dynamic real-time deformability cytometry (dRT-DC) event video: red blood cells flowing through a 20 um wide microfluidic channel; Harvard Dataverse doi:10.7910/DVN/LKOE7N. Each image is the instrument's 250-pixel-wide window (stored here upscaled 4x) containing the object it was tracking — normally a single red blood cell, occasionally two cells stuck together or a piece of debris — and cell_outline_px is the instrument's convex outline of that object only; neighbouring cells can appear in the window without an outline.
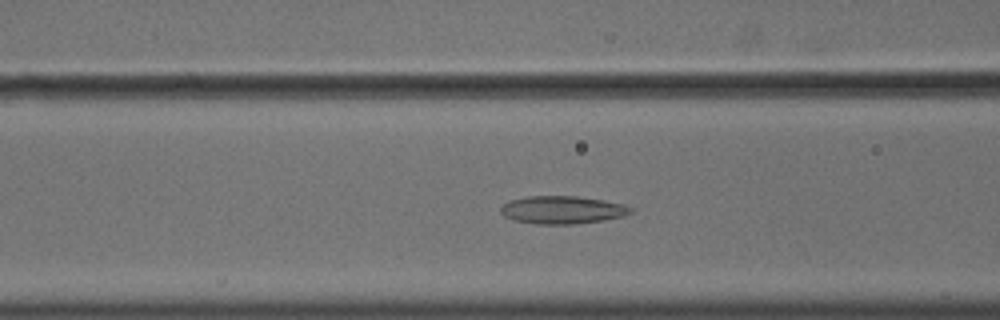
{"species": "common noctule bat (a hibernating species)", "species_latin": "Nyctalus noctula", "temperature_condition": "cold", "stored_images_in_passage": 44, "camera_frame_rate_fps": 3000, "um_per_image_px": 0.085, "animal": {"sex": "male", "body_mass_g": 18.8}, "frame": {"image": 1, "passage_image": 14, "time_ms": 4.333, "image_size_px": [1000, 320], "cell_outline_px": [[632, 212], [624, 216], [604, 220], [576, 224], [540, 224], [516, 220], [504, 216], [500, 212], [500, 208], [508, 200], [528, 196], [576, 196], [604, 200], [624, 204], [632, 208]], "centroid_in_image_um": [47.81, 17.83], "position_along_channel_um": 118.8, "area_um2": 21.1}}
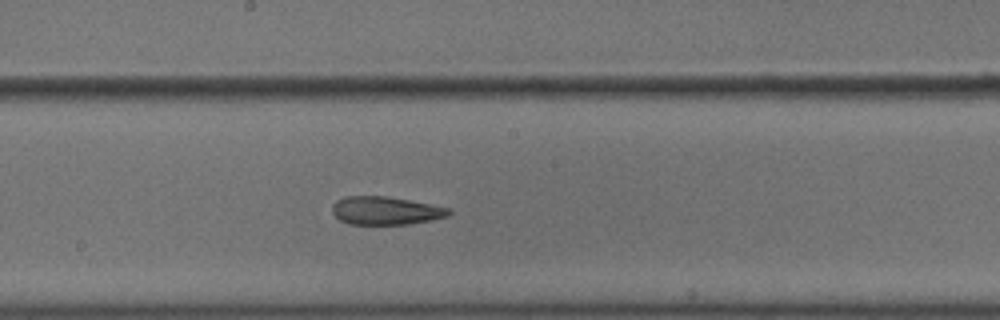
{"frame": {"image": 2, "passage_image": 22, "time_ms": 7.0, "image_size_px": [1000, 320], "cell_outline_px": [[452, 212], [448, 216], [408, 224], [348, 224], [340, 220], [332, 212], [332, 204], [336, 200], [344, 196], [388, 196], [448, 208]], "centroid_in_image_um": [32.71, 17.9], "position_along_channel_um": 215.5, "area_um2": 18.96}}
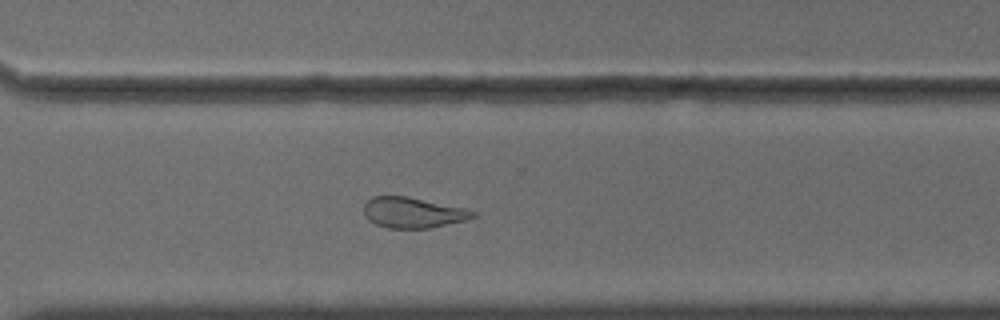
{"frame": {"image": 3, "passage_image": 32, "time_ms": 10.333, "image_size_px": [1000, 320], "cell_outline_px": [[476, 216], [468, 220], [428, 228], [388, 228], [376, 224], [368, 220], [364, 212], [364, 204], [372, 196], [408, 196], [468, 208], [476, 212]], "centroid_in_image_um": [35.14, 18.06], "position_along_channel_um": 335.5, "area_um2": 19.65}}